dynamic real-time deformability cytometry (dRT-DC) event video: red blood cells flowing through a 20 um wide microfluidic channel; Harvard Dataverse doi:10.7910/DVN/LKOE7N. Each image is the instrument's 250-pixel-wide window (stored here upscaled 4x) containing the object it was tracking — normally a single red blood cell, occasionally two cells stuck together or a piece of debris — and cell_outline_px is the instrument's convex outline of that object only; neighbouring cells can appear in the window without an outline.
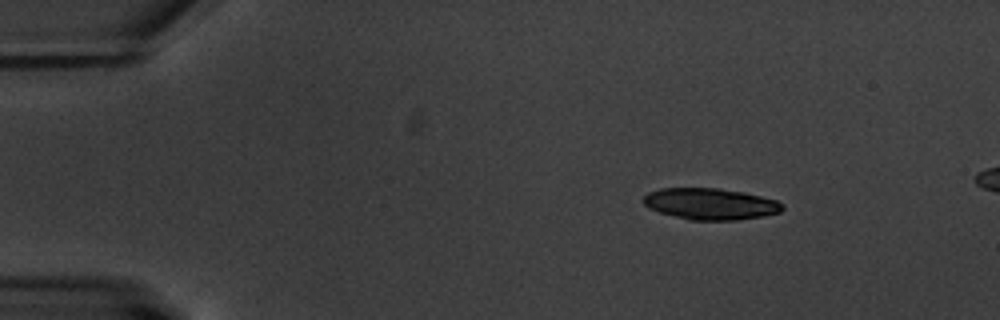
{"species": "common noctule bat (a hibernating species)", "species_latin": "Nyctalus noctula", "temperature_condition": "warm", "stored_images_in_passage": 10, "camera_frame_rate_fps": 3000, "um_per_image_px": 0.085, "animal": {"sex": "male", "body_mass_g": 20.1, "forearm_length_mm": 53.5}, "frame": {"image": 1, "passage_image": 1, "time_ms": 0.0, "image_size_px": [1000, 320], "cell_outline_px": [[784, 208], [780, 212], [764, 216], [736, 220], [688, 220], [660, 212], [648, 208], [640, 200], [648, 192], [660, 188], [720, 188], [744, 192], [776, 200], [784, 204]], "centroid_in_image_um": [60.37, 17.33], "position_along_channel_um": 24.6, "area_um2": 25.66}}